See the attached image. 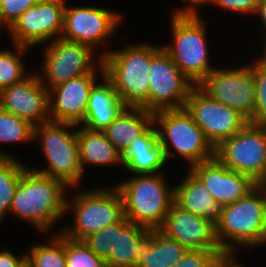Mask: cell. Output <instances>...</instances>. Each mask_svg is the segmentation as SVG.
<instances>
[{
    "label": "cell",
    "mask_w": 266,
    "mask_h": 267,
    "mask_svg": "<svg viewBox=\"0 0 266 267\" xmlns=\"http://www.w3.org/2000/svg\"><path fill=\"white\" fill-rule=\"evenodd\" d=\"M33 137L34 127L29 122L0 108V143H26L33 141ZM0 157H11V155L1 150Z\"/></svg>",
    "instance_id": "f1b7e54d"
},
{
    "label": "cell",
    "mask_w": 266,
    "mask_h": 267,
    "mask_svg": "<svg viewBox=\"0 0 266 267\" xmlns=\"http://www.w3.org/2000/svg\"><path fill=\"white\" fill-rule=\"evenodd\" d=\"M153 124L159 141L164 146L167 160L170 156L179 154L190 168L215 157V148L185 108L154 112Z\"/></svg>",
    "instance_id": "52a82bcc"
},
{
    "label": "cell",
    "mask_w": 266,
    "mask_h": 267,
    "mask_svg": "<svg viewBox=\"0 0 266 267\" xmlns=\"http://www.w3.org/2000/svg\"><path fill=\"white\" fill-rule=\"evenodd\" d=\"M99 258L106 261L117 241V222L108 225L82 240Z\"/></svg>",
    "instance_id": "d6a6232c"
},
{
    "label": "cell",
    "mask_w": 266,
    "mask_h": 267,
    "mask_svg": "<svg viewBox=\"0 0 266 267\" xmlns=\"http://www.w3.org/2000/svg\"><path fill=\"white\" fill-rule=\"evenodd\" d=\"M66 190L62 181L27 167L16 187L10 214L47 232L66 215Z\"/></svg>",
    "instance_id": "7a4b0ae2"
},
{
    "label": "cell",
    "mask_w": 266,
    "mask_h": 267,
    "mask_svg": "<svg viewBox=\"0 0 266 267\" xmlns=\"http://www.w3.org/2000/svg\"><path fill=\"white\" fill-rule=\"evenodd\" d=\"M252 63L256 101L253 118L249 123L266 126V53Z\"/></svg>",
    "instance_id": "4dcf8cb0"
},
{
    "label": "cell",
    "mask_w": 266,
    "mask_h": 267,
    "mask_svg": "<svg viewBox=\"0 0 266 267\" xmlns=\"http://www.w3.org/2000/svg\"><path fill=\"white\" fill-rule=\"evenodd\" d=\"M215 157L229 170L258 184L266 173V126L248 122L215 148Z\"/></svg>",
    "instance_id": "30bf717a"
},
{
    "label": "cell",
    "mask_w": 266,
    "mask_h": 267,
    "mask_svg": "<svg viewBox=\"0 0 266 267\" xmlns=\"http://www.w3.org/2000/svg\"><path fill=\"white\" fill-rule=\"evenodd\" d=\"M150 229L130 222L125 216L117 222V241L106 267H134L137 243Z\"/></svg>",
    "instance_id": "484cf974"
},
{
    "label": "cell",
    "mask_w": 266,
    "mask_h": 267,
    "mask_svg": "<svg viewBox=\"0 0 266 267\" xmlns=\"http://www.w3.org/2000/svg\"><path fill=\"white\" fill-rule=\"evenodd\" d=\"M123 16L101 7L65 6L63 30L60 38L94 48L105 44L113 36Z\"/></svg>",
    "instance_id": "4fadbf2b"
},
{
    "label": "cell",
    "mask_w": 266,
    "mask_h": 267,
    "mask_svg": "<svg viewBox=\"0 0 266 267\" xmlns=\"http://www.w3.org/2000/svg\"><path fill=\"white\" fill-rule=\"evenodd\" d=\"M33 139H40L48 163L47 168L33 170L62 181L69 190L78 187L84 172L80 164L77 125L49 120L34 127Z\"/></svg>",
    "instance_id": "5b68a950"
},
{
    "label": "cell",
    "mask_w": 266,
    "mask_h": 267,
    "mask_svg": "<svg viewBox=\"0 0 266 267\" xmlns=\"http://www.w3.org/2000/svg\"><path fill=\"white\" fill-rule=\"evenodd\" d=\"M98 74H84L48 90L49 118L80 125L86 116L89 94Z\"/></svg>",
    "instance_id": "ac0fdd59"
},
{
    "label": "cell",
    "mask_w": 266,
    "mask_h": 267,
    "mask_svg": "<svg viewBox=\"0 0 266 267\" xmlns=\"http://www.w3.org/2000/svg\"><path fill=\"white\" fill-rule=\"evenodd\" d=\"M162 48L137 43L97 55L102 58L104 75L113 83L125 107L149 111L150 62Z\"/></svg>",
    "instance_id": "6da1fadb"
},
{
    "label": "cell",
    "mask_w": 266,
    "mask_h": 267,
    "mask_svg": "<svg viewBox=\"0 0 266 267\" xmlns=\"http://www.w3.org/2000/svg\"><path fill=\"white\" fill-rule=\"evenodd\" d=\"M134 267H170L187 252L183 245L159 230H149L137 243Z\"/></svg>",
    "instance_id": "603a6c76"
},
{
    "label": "cell",
    "mask_w": 266,
    "mask_h": 267,
    "mask_svg": "<svg viewBox=\"0 0 266 267\" xmlns=\"http://www.w3.org/2000/svg\"><path fill=\"white\" fill-rule=\"evenodd\" d=\"M153 125V112L143 108L125 107L104 130L107 139L123 153L129 144Z\"/></svg>",
    "instance_id": "d4e9b609"
},
{
    "label": "cell",
    "mask_w": 266,
    "mask_h": 267,
    "mask_svg": "<svg viewBox=\"0 0 266 267\" xmlns=\"http://www.w3.org/2000/svg\"><path fill=\"white\" fill-rule=\"evenodd\" d=\"M77 141L83 172L87 164L96 167L123 165L122 153L107 139L104 131L82 126L77 129Z\"/></svg>",
    "instance_id": "cb8c5ba5"
},
{
    "label": "cell",
    "mask_w": 266,
    "mask_h": 267,
    "mask_svg": "<svg viewBox=\"0 0 266 267\" xmlns=\"http://www.w3.org/2000/svg\"><path fill=\"white\" fill-rule=\"evenodd\" d=\"M184 108L214 148L249 122L237 110L210 98L198 86L191 89Z\"/></svg>",
    "instance_id": "7c38bea8"
},
{
    "label": "cell",
    "mask_w": 266,
    "mask_h": 267,
    "mask_svg": "<svg viewBox=\"0 0 266 267\" xmlns=\"http://www.w3.org/2000/svg\"><path fill=\"white\" fill-rule=\"evenodd\" d=\"M198 87L210 98L237 110L248 121L253 118L256 89L252 64L215 68Z\"/></svg>",
    "instance_id": "8fae6325"
},
{
    "label": "cell",
    "mask_w": 266,
    "mask_h": 267,
    "mask_svg": "<svg viewBox=\"0 0 266 267\" xmlns=\"http://www.w3.org/2000/svg\"><path fill=\"white\" fill-rule=\"evenodd\" d=\"M186 1V0H185ZM213 0H187L186 5H184V8H178L174 12H172V15H194L197 16L199 13L197 12L200 6L202 5H209L212 4Z\"/></svg>",
    "instance_id": "74e56055"
},
{
    "label": "cell",
    "mask_w": 266,
    "mask_h": 267,
    "mask_svg": "<svg viewBox=\"0 0 266 267\" xmlns=\"http://www.w3.org/2000/svg\"><path fill=\"white\" fill-rule=\"evenodd\" d=\"M224 257L222 250H187L182 259L170 267H215Z\"/></svg>",
    "instance_id": "836d02e7"
},
{
    "label": "cell",
    "mask_w": 266,
    "mask_h": 267,
    "mask_svg": "<svg viewBox=\"0 0 266 267\" xmlns=\"http://www.w3.org/2000/svg\"><path fill=\"white\" fill-rule=\"evenodd\" d=\"M103 83H95L92 87L83 125L90 130L104 131L125 108L113 83L100 72Z\"/></svg>",
    "instance_id": "7402d4cb"
},
{
    "label": "cell",
    "mask_w": 266,
    "mask_h": 267,
    "mask_svg": "<svg viewBox=\"0 0 266 267\" xmlns=\"http://www.w3.org/2000/svg\"><path fill=\"white\" fill-rule=\"evenodd\" d=\"M188 250H221L215 236V226L173 203L158 229Z\"/></svg>",
    "instance_id": "e0dca14e"
},
{
    "label": "cell",
    "mask_w": 266,
    "mask_h": 267,
    "mask_svg": "<svg viewBox=\"0 0 266 267\" xmlns=\"http://www.w3.org/2000/svg\"><path fill=\"white\" fill-rule=\"evenodd\" d=\"M47 44L43 53L42 73L38 75L48 90L84 74H98L97 68L104 72L102 58L96 62L94 50L88 45L62 38Z\"/></svg>",
    "instance_id": "9c48e42d"
},
{
    "label": "cell",
    "mask_w": 266,
    "mask_h": 267,
    "mask_svg": "<svg viewBox=\"0 0 266 267\" xmlns=\"http://www.w3.org/2000/svg\"><path fill=\"white\" fill-rule=\"evenodd\" d=\"M189 170L206 186L215 201L226 206L245 197L257 184L248 176L229 170L216 157Z\"/></svg>",
    "instance_id": "d6986e66"
},
{
    "label": "cell",
    "mask_w": 266,
    "mask_h": 267,
    "mask_svg": "<svg viewBox=\"0 0 266 267\" xmlns=\"http://www.w3.org/2000/svg\"><path fill=\"white\" fill-rule=\"evenodd\" d=\"M123 167L132 175L157 174L166 162L164 146L153 124L143 135L132 141L122 153Z\"/></svg>",
    "instance_id": "ffe728a7"
},
{
    "label": "cell",
    "mask_w": 266,
    "mask_h": 267,
    "mask_svg": "<svg viewBox=\"0 0 266 267\" xmlns=\"http://www.w3.org/2000/svg\"><path fill=\"white\" fill-rule=\"evenodd\" d=\"M25 264L26 253L18 257L8 249L0 250V267H23Z\"/></svg>",
    "instance_id": "8d00e7d4"
},
{
    "label": "cell",
    "mask_w": 266,
    "mask_h": 267,
    "mask_svg": "<svg viewBox=\"0 0 266 267\" xmlns=\"http://www.w3.org/2000/svg\"><path fill=\"white\" fill-rule=\"evenodd\" d=\"M172 44L162 46L178 69L198 86L215 68L208 57L206 22L200 15L171 16Z\"/></svg>",
    "instance_id": "8992f818"
},
{
    "label": "cell",
    "mask_w": 266,
    "mask_h": 267,
    "mask_svg": "<svg viewBox=\"0 0 266 267\" xmlns=\"http://www.w3.org/2000/svg\"><path fill=\"white\" fill-rule=\"evenodd\" d=\"M71 209L74 213V224L71 227L65 225L60 232L72 240L82 241L124 217L123 199L116 186L110 189L95 187L76 193L71 200L66 201V213Z\"/></svg>",
    "instance_id": "ba28073f"
},
{
    "label": "cell",
    "mask_w": 266,
    "mask_h": 267,
    "mask_svg": "<svg viewBox=\"0 0 266 267\" xmlns=\"http://www.w3.org/2000/svg\"><path fill=\"white\" fill-rule=\"evenodd\" d=\"M174 203L183 210L202 216L216 226L223 213L224 205L215 201L206 186L190 171L174 186Z\"/></svg>",
    "instance_id": "44dd1931"
},
{
    "label": "cell",
    "mask_w": 266,
    "mask_h": 267,
    "mask_svg": "<svg viewBox=\"0 0 266 267\" xmlns=\"http://www.w3.org/2000/svg\"><path fill=\"white\" fill-rule=\"evenodd\" d=\"M66 267H106L83 241L66 237Z\"/></svg>",
    "instance_id": "1f68e13d"
},
{
    "label": "cell",
    "mask_w": 266,
    "mask_h": 267,
    "mask_svg": "<svg viewBox=\"0 0 266 267\" xmlns=\"http://www.w3.org/2000/svg\"><path fill=\"white\" fill-rule=\"evenodd\" d=\"M0 108L29 122L33 127L50 120L48 89L38 74H28L21 82L2 89Z\"/></svg>",
    "instance_id": "2e32d148"
},
{
    "label": "cell",
    "mask_w": 266,
    "mask_h": 267,
    "mask_svg": "<svg viewBox=\"0 0 266 267\" xmlns=\"http://www.w3.org/2000/svg\"><path fill=\"white\" fill-rule=\"evenodd\" d=\"M218 245L226 256L237 247H259L266 240V189L257 185L245 197L224 206L215 226ZM238 245V246H237Z\"/></svg>",
    "instance_id": "3957f363"
},
{
    "label": "cell",
    "mask_w": 266,
    "mask_h": 267,
    "mask_svg": "<svg viewBox=\"0 0 266 267\" xmlns=\"http://www.w3.org/2000/svg\"><path fill=\"white\" fill-rule=\"evenodd\" d=\"M148 73L150 112L184 108L195 85L178 69L163 48L151 59Z\"/></svg>",
    "instance_id": "9a60e30c"
},
{
    "label": "cell",
    "mask_w": 266,
    "mask_h": 267,
    "mask_svg": "<svg viewBox=\"0 0 266 267\" xmlns=\"http://www.w3.org/2000/svg\"><path fill=\"white\" fill-rule=\"evenodd\" d=\"M40 0H0V28L7 30L30 7Z\"/></svg>",
    "instance_id": "e575fe53"
},
{
    "label": "cell",
    "mask_w": 266,
    "mask_h": 267,
    "mask_svg": "<svg viewBox=\"0 0 266 267\" xmlns=\"http://www.w3.org/2000/svg\"><path fill=\"white\" fill-rule=\"evenodd\" d=\"M257 185L266 189V173H265L263 179Z\"/></svg>",
    "instance_id": "60d3db41"
},
{
    "label": "cell",
    "mask_w": 266,
    "mask_h": 267,
    "mask_svg": "<svg viewBox=\"0 0 266 267\" xmlns=\"http://www.w3.org/2000/svg\"><path fill=\"white\" fill-rule=\"evenodd\" d=\"M14 156L0 157V222L10 212L22 172L28 167Z\"/></svg>",
    "instance_id": "83f0119b"
},
{
    "label": "cell",
    "mask_w": 266,
    "mask_h": 267,
    "mask_svg": "<svg viewBox=\"0 0 266 267\" xmlns=\"http://www.w3.org/2000/svg\"><path fill=\"white\" fill-rule=\"evenodd\" d=\"M59 233L51 235L46 243L31 245L26 253L28 267H66V236Z\"/></svg>",
    "instance_id": "4316f807"
},
{
    "label": "cell",
    "mask_w": 266,
    "mask_h": 267,
    "mask_svg": "<svg viewBox=\"0 0 266 267\" xmlns=\"http://www.w3.org/2000/svg\"><path fill=\"white\" fill-rule=\"evenodd\" d=\"M256 15H258L260 17L259 20L260 19L262 20V22L260 24L263 23L264 30L266 31V0H260L259 1V8H258ZM265 44H266V42H265ZM263 52L266 53V46L263 48Z\"/></svg>",
    "instance_id": "f35d334b"
},
{
    "label": "cell",
    "mask_w": 266,
    "mask_h": 267,
    "mask_svg": "<svg viewBox=\"0 0 266 267\" xmlns=\"http://www.w3.org/2000/svg\"><path fill=\"white\" fill-rule=\"evenodd\" d=\"M215 267H245V266L241 265V263H237L235 256H226L222 258Z\"/></svg>",
    "instance_id": "ab89813d"
},
{
    "label": "cell",
    "mask_w": 266,
    "mask_h": 267,
    "mask_svg": "<svg viewBox=\"0 0 266 267\" xmlns=\"http://www.w3.org/2000/svg\"><path fill=\"white\" fill-rule=\"evenodd\" d=\"M28 49V47L15 44L14 51L7 48L0 50V92L28 76V73L25 72V61L21 58Z\"/></svg>",
    "instance_id": "f546056e"
},
{
    "label": "cell",
    "mask_w": 266,
    "mask_h": 267,
    "mask_svg": "<svg viewBox=\"0 0 266 267\" xmlns=\"http://www.w3.org/2000/svg\"><path fill=\"white\" fill-rule=\"evenodd\" d=\"M163 173L135 175L116 184L123 199L124 216L132 223L158 230L174 203V186Z\"/></svg>",
    "instance_id": "277c9868"
},
{
    "label": "cell",
    "mask_w": 266,
    "mask_h": 267,
    "mask_svg": "<svg viewBox=\"0 0 266 267\" xmlns=\"http://www.w3.org/2000/svg\"><path fill=\"white\" fill-rule=\"evenodd\" d=\"M66 0H40L8 29L14 45L35 47L60 38Z\"/></svg>",
    "instance_id": "5bb4252c"
},
{
    "label": "cell",
    "mask_w": 266,
    "mask_h": 267,
    "mask_svg": "<svg viewBox=\"0 0 266 267\" xmlns=\"http://www.w3.org/2000/svg\"><path fill=\"white\" fill-rule=\"evenodd\" d=\"M260 0H213L212 4L220 6L224 10L233 11L239 14H255L259 8Z\"/></svg>",
    "instance_id": "d590c367"
}]
</instances>
